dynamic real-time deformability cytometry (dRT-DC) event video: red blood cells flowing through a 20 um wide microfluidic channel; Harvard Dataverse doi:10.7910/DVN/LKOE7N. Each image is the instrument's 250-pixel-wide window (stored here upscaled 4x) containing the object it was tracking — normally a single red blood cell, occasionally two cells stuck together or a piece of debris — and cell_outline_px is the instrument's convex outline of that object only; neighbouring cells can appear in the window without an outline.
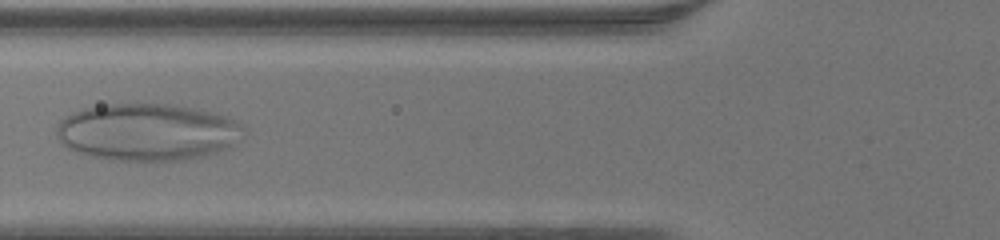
{"species": "human", "species_latin": "Homo sapiens", "temperature_condition": "warm", "stored_images_in_passage": 49, "camera_frame_rate_fps": 3000, "um_per_image_px": 0.085, "donor": {"sex": "male"}, "frame": {"image": 1, "passage_image": 19, "time_ms": 6.0, "image_size_px": [1000, 240], "cell_outline_px": [[244, 128], [232, 144], [228, 148], [204, 156], [184, 160], [112, 160], [88, 156], [68, 148], [60, 140], [56, 132], [56, 128], [60, 120], [64, 116], [72, 112], [84, 108], [100, 104], [176, 104], [196, 108], [228, 116], [240, 124]], "centroid_in_image_um": [12.48, 11.21], "position_along_channel_um": 113.3, "area_um2": 62.31}}
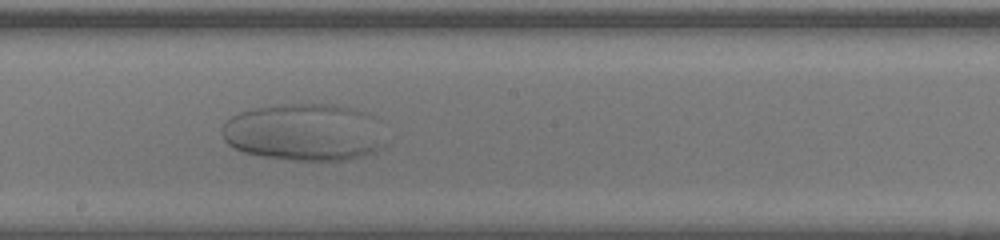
{"frame": {"image": 2, "passage_image": 27, "time_ms": 8.667, "image_size_px": [1000, 240], "cell_outline_px": [[384, 148], [376, 152], [364, 156], [344, 160], [292, 160], [264, 156], [244, 152], [228, 144], [224, 140], [224, 124], [232, 116], [240, 112], [256, 108], [276, 104], [332, 104], [352, 108], [364, 112]], "centroid_in_image_um": [25.76, 11.25], "position_along_channel_um": 222.4, "area_um2": 53.12}}